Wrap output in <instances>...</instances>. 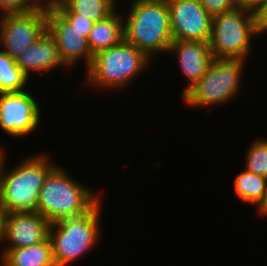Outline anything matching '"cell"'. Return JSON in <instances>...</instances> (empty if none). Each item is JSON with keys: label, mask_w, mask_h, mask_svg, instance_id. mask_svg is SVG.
<instances>
[{"label": "cell", "mask_w": 267, "mask_h": 266, "mask_svg": "<svg viewBox=\"0 0 267 266\" xmlns=\"http://www.w3.org/2000/svg\"><path fill=\"white\" fill-rule=\"evenodd\" d=\"M50 155L48 152L29 154L9 170L5 154L0 168V203L7 214L38 212L40 190L57 165Z\"/></svg>", "instance_id": "6da1fadb"}, {"label": "cell", "mask_w": 267, "mask_h": 266, "mask_svg": "<svg viewBox=\"0 0 267 266\" xmlns=\"http://www.w3.org/2000/svg\"><path fill=\"white\" fill-rule=\"evenodd\" d=\"M130 1L129 12L122 14L124 40L152 60L159 53L168 54L172 33L167 0Z\"/></svg>", "instance_id": "7a4b0ae2"}, {"label": "cell", "mask_w": 267, "mask_h": 266, "mask_svg": "<svg viewBox=\"0 0 267 266\" xmlns=\"http://www.w3.org/2000/svg\"><path fill=\"white\" fill-rule=\"evenodd\" d=\"M152 62L143 51L123 39L119 44L93 55L90 67L84 71L83 85L121 92L129 88Z\"/></svg>", "instance_id": "3957f363"}, {"label": "cell", "mask_w": 267, "mask_h": 266, "mask_svg": "<svg viewBox=\"0 0 267 266\" xmlns=\"http://www.w3.org/2000/svg\"><path fill=\"white\" fill-rule=\"evenodd\" d=\"M65 170L57 164L40 190L38 213L50 223L83 215L102 198L101 194L74 179Z\"/></svg>", "instance_id": "277c9868"}, {"label": "cell", "mask_w": 267, "mask_h": 266, "mask_svg": "<svg viewBox=\"0 0 267 266\" xmlns=\"http://www.w3.org/2000/svg\"><path fill=\"white\" fill-rule=\"evenodd\" d=\"M103 202L101 198L85 214L50 224L49 239L55 266H70L96 248L102 236L100 225Z\"/></svg>", "instance_id": "5b68a950"}, {"label": "cell", "mask_w": 267, "mask_h": 266, "mask_svg": "<svg viewBox=\"0 0 267 266\" xmlns=\"http://www.w3.org/2000/svg\"><path fill=\"white\" fill-rule=\"evenodd\" d=\"M246 65L247 60L213 58L206 74L182 95L183 105L199 109L233 101L242 90Z\"/></svg>", "instance_id": "8992f818"}, {"label": "cell", "mask_w": 267, "mask_h": 266, "mask_svg": "<svg viewBox=\"0 0 267 266\" xmlns=\"http://www.w3.org/2000/svg\"><path fill=\"white\" fill-rule=\"evenodd\" d=\"M260 35L258 16L249 10L236 7L216 14L212 16L209 41L213 58L249 60L252 41Z\"/></svg>", "instance_id": "52a82bcc"}, {"label": "cell", "mask_w": 267, "mask_h": 266, "mask_svg": "<svg viewBox=\"0 0 267 266\" xmlns=\"http://www.w3.org/2000/svg\"><path fill=\"white\" fill-rule=\"evenodd\" d=\"M46 31V7L0 15V47L13 59Z\"/></svg>", "instance_id": "ba28073f"}, {"label": "cell", "mask_w": 267, "mask_h": 266, "mask_svg": "<svg viewBox=\"0 0 267 266\" xmlns=\"http://www.w3.org/2000/svg\"><path fill=\"white\" fill-rule=\"evenodd\" d=\"M40 103L29 90L0 93V129L8 136L21 139L40 128Z\"/></svg>", "instance_id": "9c48e42d"}, {"label": "cell", "mask_w": 267, "mask_h": 266, "mask_svg": "<svg viewBox=\"0 0 267 266\" xmlns=\"http://www.w3.org/2000/svg\"><path fill=\"white\" fill-rule=\"evenodd\" d=\"M46 30L55 40L60 58L68 71L80 61H83L85 71L90 67L93 55L86 32L75 28L50 2L46 7Z\"/></svg>", "instance_id": "30bf717a"}, {"label": "cell", "mask_w": 267, "mask_h": 266, "mask_svg": "<svg viewBox=\"0 0 267 266\" xmlns=\"http://www.w3.org/2000/svg\"><path fill=\"white\" fill-rule=\"evenodd\" d=\"M172 40L209 42L212 16L200 0H167Z\"/></svg>", "instance_id": "8fae6325"}, {"label": "cell", "mask_w": 267, "mask_h": 266, "mask_svg": "<svg viewBox=\"0 0 267 266\" xmlns=\"http://www.w3.org/2000/svg\"><path fill=\"white\" fill-rule=\"evenodd\" d=\"M50 222L38 212H13L6 215L2 256L9 249L39 244L49 238ZM5 242V243H4ZM7 243V244H6Z\"/></svg>", "instance_id": "7c38bea8"}, {"label": "cell", "mask_w": 267, "mask_h": 266, "mask_svg": "<svg viewBox=\"0 0 267 266\" xmlns=\"http://www.w3.org/2000/svg\"><path fill=\"white\" fill-rule=\"evenodd\" d=\"M168 53L176 55L175 59H178L179 70L185 77V81L187 79L181 96L206 74L207 68L213 60L209 42L172 40Z\"/></svg>", "instance_id": "4fadbf2b"}, {"label": "cell", "mask_w": 267, "mask_h": 266, "mask_svg": "<svg viewBox=\"0 0 267 266\" xmlns=\"http://www.w3.org/2000/svg\"><path fill=\"white\" fill-rule=\"evenodd\" d=\"M15 63L29 79L32 74L40 76L44 75L43 72L47 74L60 67L68 70L60 58L55 40L47 30L15 58Z\"/></svg>", "instance_id": "5bb4252c"}, {"label": "cell", "mask_w": 267, "mask_h": 266, "mask_svg": "<svg viewBox=\"0 0 267 266\" xmlns=\"http://www.w3.org/2000/svg\"><path fill=\"white\" fill-rule=\"evenodd\" d=\"M118 8L108 17L96 21L87 38L92 55L113 47L124 39L123 15Z\"/></svg>", "instance_id": "9a60e30c"}, {"label": "cell", "mask_w": 267, "mask_h": 266, "mask_svg": "<svg viewBox=\"0 0 267 266\" xmlns=\"http://www.w3.org/2000/svg\"><path fill=\"white\" fill-rule=\"evenodd\" d=\"M0 266H55L48 238L36 245L9 249L0 256Z\"/></svg>", "instance_id": "2e32d148"}, {"label": "cell", "mask_w": 267, "mask_h": 266, "mask_svg": "<svg viewBox=\"0 0 267 266\" xmlns=\"http://www.w3.org/2000/svg\"><path fill=\"white\" fill-rule=\"evenodd\" d=\"M58 11H72L94 22L111 15L117 9L116 0H50Z\"/></svg>", "instance_id": "e0dca14e"}, {"label": "cell", "mask_w": 267, "mask_h": 266, "mask_svg": "<svg viewBox=\"0 0 267 266\" xmlns=\"http://www.w3.org/2000/svg\"><path fill=\"white\" fill-rule=\"evenodd\" d=\"M267 179L245 169L236 175L234 189L237 197L246 204L257 208L264 200Z\"/></svg>", "instance_id": "ac0fdd59"}, {"label": "cell", "mask_w": 267, "mask_h": 266, "mask_svg": "<svg viewBox=\"0 0 267 266\" xmlns=\"http://www.w3.org/2000/svg\"><path fill=\"white\" fill-rule=\"evenodd\" d=\"M31 80L15 63V59L0 50V93L20 92Z\"/></svg>", "instance_id": "d6986e66"}, {"label": "cell", "mask_w": 267, "mask_h": 266, "mask_svg": "<svg viewBox=\"0 0 267 266\" xmlns=\"http://www.w3.org/2000/svg\"><path fill=\"white\" fill-rule=\"evenodd\" d=\"M245 153L244 169L267 179V138L252 140Z\"/></svg>", "instance_id": "ffe728a7"}, {"label": "cell", "mask_w": 267, "mask_h": 266, "mask_svg": "<svg viewBox=\"0 0 267 266\" xmlns=\"http://www.w3.org/2000/svg\"><path fill=\"white\" fill-rule=\"evenodd\" d=\"M50 0H0V15L28 12L47 7Z\"/></svg>", "instance_id": "44dd1931"}, {"label": "cell", "mask_w": 267, "mask_h": 266, "mask_svg": "<svg viewBox=\"0 0 267 266\" xmlns=\"http://www.w3.org/2000/svg\"><path fill=\"white\" fill-rule=\"evenodd\" d=\"M200 2L211 16L228 12L238 7L237 0H200Z\"/></svg>", "instance_id": "7402d4cb"}, {"label": "cell", "mask_w": 267, "mask_h": 266, "mask_svg": "<svg viewBox=\"0 0 267 266\" xmlns=\"http://www.w3.org/2000/svg\"><path fill=\"white\" fill-rule=\"evenodd\" d=\"M75 28L82 32H86V38H88L90 31L93 27L94 21L88 20L79 14H74L72 11H59Z\"/></svg>", "instance_id": "603a6c76"}, {"label": "cell", "mask_w": 267, "mask_h": 266, "mask_svg": "<svg viewBox=\"0 0 267 266\" xmlns=\"http://www.w3.org/2000/svg\"><path fill=\"white\" fill-rule=\"evenodd\" d=\"M238 7L249 10L255 14H259L262 9L267 5V0H237Z\"/></svg>", "instance_id": "cb8c5ba5"}, {"label": "cell", "mask_w": 267, "mask_h": 266, "mask_svg": "<svg viewBox=\"0 0 267 266\" xmlns=\"http://www.w3.org/2000/svg\"><path fill=\"white\" fill-rule=\"evenodd\" d=\"M258 16V26L261 35L265 32L267 33V5L262 9Z\"/></svg>", "instance_id": "d4e9b609"}, {"label": "cell", "mask_w": 267, "mask_h": 266, "mask_svg": "<svg viewBox=\"0 0 267 266\" xmlns=\"http://www.w3.org/2000/svg\"><path fill=\"white\" fill-rule=\"evenodd\" d=\"M7 212L0 203V245L3 243V238L5 234V219Z\"/></svg>", "instance_id": "484cf974"}, {"label": "cell", "mask_w": 267, "mask_h": 266, "mask_svg": "<svg viewBox=\"0 0 267 266\" xmlns=\"http://www.w3.org/2000/svg\"><path fill=\"white\" fill-rule=\"evenodd\" d=\"M256 212H258V215H260V217H266L267 215V185H266V191H265V197L263 202L256 208Z\"/></svg>", "instance_id": "4316f807"}, {"label": "cell", "mask_w": 267, "mask_h": 266, "mask_svg": "<svg viewBox=\"0 0 267 266\" xmlns=\"http://www.w3.org/2000/svg\"><path fill=\"white\" fill-rule=\"evenodd\" d=\"M5 152L7 153L6 149L4 147H0V168L5 158Z\"/></svg>", "instance_id": "83f0119b"}]
</instances>
